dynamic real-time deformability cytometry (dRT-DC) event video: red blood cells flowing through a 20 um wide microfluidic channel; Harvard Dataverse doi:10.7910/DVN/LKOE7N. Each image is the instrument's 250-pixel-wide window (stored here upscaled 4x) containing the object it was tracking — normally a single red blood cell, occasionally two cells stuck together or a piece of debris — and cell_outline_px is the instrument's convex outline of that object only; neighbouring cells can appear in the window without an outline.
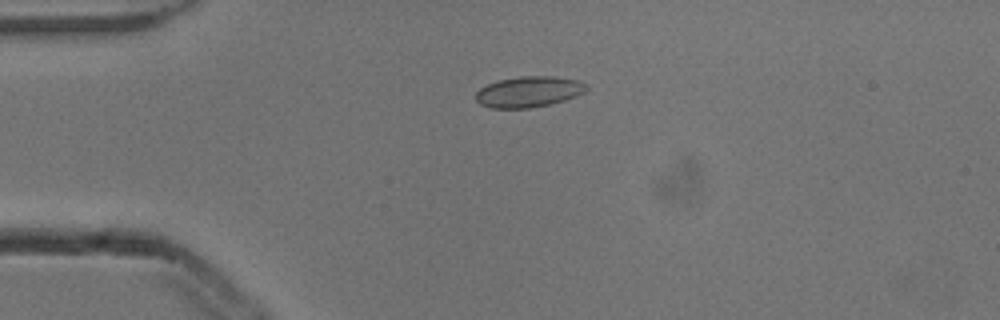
{"species": "common noctule bat (a hibernating species)", "species_latin": "Nyctalus noctula", "temperature_condition": "cold", "stored_images_in_passage": 3, "camera_frame_rate_fps": 3000, "um_per_image_px": 0.085, "animal": {"sex": "male", "body_mass_g": 13.3}, "frame": {"image": 1, "passage_image": 1, "time_ms": 0.0, "image_size_px": [1000, 320], "cell_outline_px": [[588, 88], [584, 92], [576, 96], [564, 100], [532, 108], [492, 108], [480, 104], [476, 100], [476, 92], [480, 88], [496, 80], [520, 76], [552, 76], [580, 80], [588, 84]], "centroid_in_image_um": [44.95, 7.79], "position_along_channel_um": 40.0, "area_um2": 20.0}}
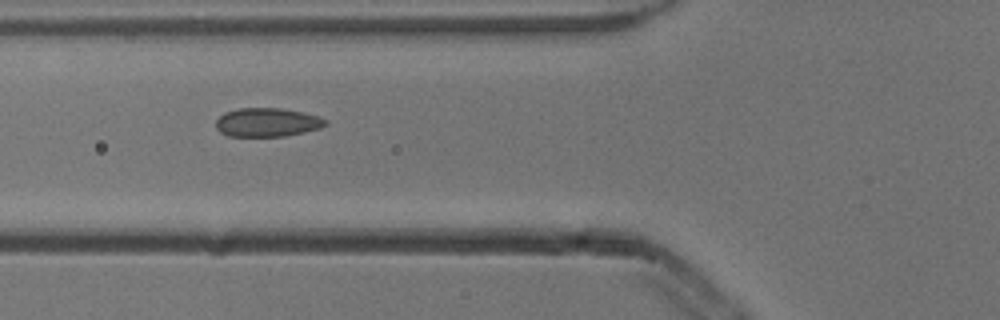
{"frame": {"image": 2, "passage_image": 3, "time_ms": 0.667, "image_size_px": [1000, 320], "cell_outline_px": [[328, 124], [320, 128], [304, 132], [284, 136], [228, 136], [220, 132], [216, 128], [216, 120], [224, 112], [236, 108], [280, 108], [300, 112], [316, 116], [328, 120]], "centroid_in_image_um": [22.68, 10.4], "position_along_channel_um": 103.1, "area_um2": 18.32}}